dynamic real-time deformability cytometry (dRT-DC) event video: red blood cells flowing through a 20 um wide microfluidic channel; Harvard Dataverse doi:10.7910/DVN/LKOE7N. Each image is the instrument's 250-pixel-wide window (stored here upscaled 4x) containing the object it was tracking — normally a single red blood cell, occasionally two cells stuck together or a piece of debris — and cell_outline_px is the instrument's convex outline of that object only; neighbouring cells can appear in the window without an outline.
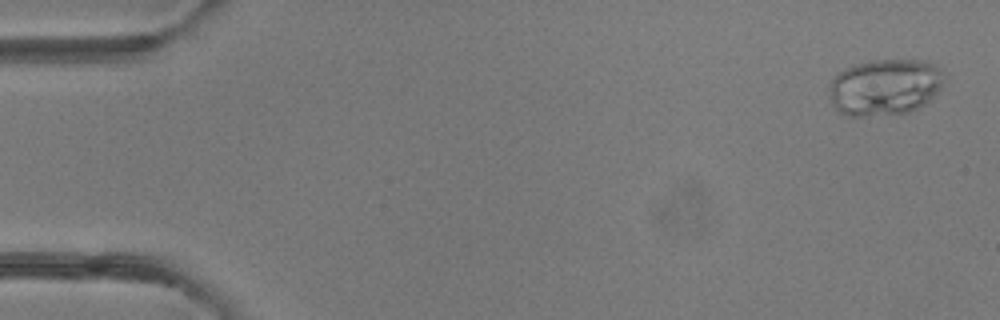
{"species": "common noctule bat (a hibernating species)", "species_latin": "Nyctalus noctula", "temperature_condition": "room temperature", "stored_images_in_passage": 47, "camera_frame_rate_fps": 3000, "um_per_image_px": 0.085, "animal": {"sex": "female"}, "frame": {"image": 1, "passage_image": 2, "time_ms": 0.333, "image_size_px": [1000, 320], "cell_outline_px": [[948, 76], [932, 100], [908, 112], [864, 116], [848, 116], [840, 112], [832, 104], [828, 96], [828, 84], [844, 68], [852, 64], [868, 60], [924, 60], [940, 68]], "centroid_in_image_um": [75.21, 7.38], "position_along_channel_um": 9.8, "area_um2": 38.32}}
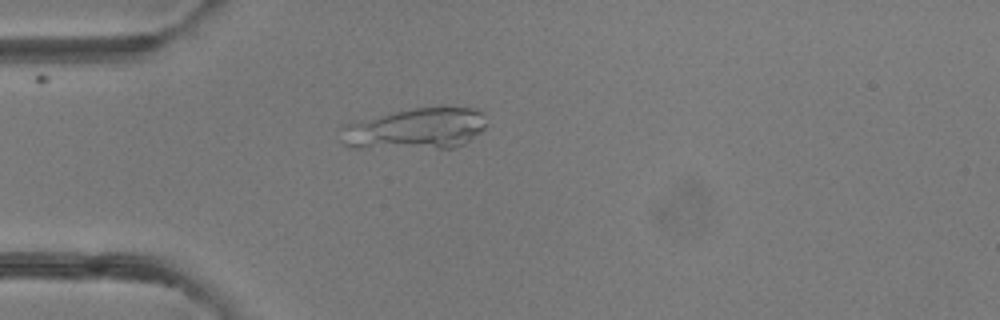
{"frame": {"image": 2, "passage_image": 14, "time_ms": 4.333, "image_size_px": [1000, 320], "cell_outline_px": [[488, 124], [480, 132], [464, 144], [452, 148], [352, 148], [344, 144], [340, 140], [340, 124], [352, 120], [416, 108], [476, 108], [484, 112]], "centroid_in_image_um": [35.26, 10.95], "position_along_channel_um": 49.7, "area_um2": 35.6}}